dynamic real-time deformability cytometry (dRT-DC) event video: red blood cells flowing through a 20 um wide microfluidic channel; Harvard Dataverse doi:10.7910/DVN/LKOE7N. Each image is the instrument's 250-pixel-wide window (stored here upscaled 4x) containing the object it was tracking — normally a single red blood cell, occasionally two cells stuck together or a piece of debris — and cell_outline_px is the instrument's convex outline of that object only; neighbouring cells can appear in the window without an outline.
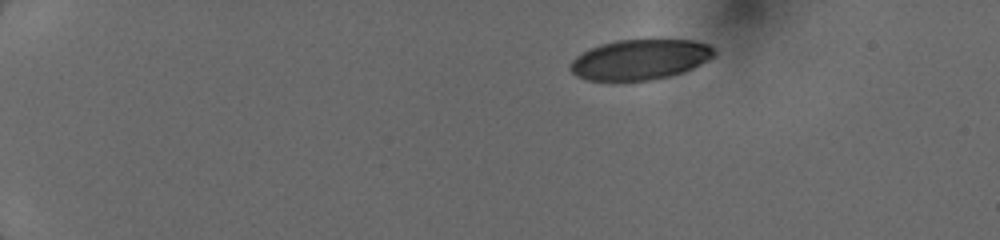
{"species": "human", "species_latin": "Homo sapiens", "temperature_condition": "cold", "stored_images_in_passage": 14, "camera_frame_rate_fps": 3000, "um_per_image_px": 0.085, "donor": {"sex": "female"}, "frame": {"image": 1, "passage_image": 1, "time_ms": 0.0, "image_size_px": [1000, 240], "cell_outline_px": [[716, 52], [712, 56], [692, 68], [668, 76], [652, 80], [588, 80], [576, 76], [568, 68], [572, 60], [576, 56], [600, 44], [616, 40], [692, 40], [708, 44]], "centroid_in_image_um": [54.35, 5.06], "position_along_channel_um": 30.6, "area_um2": 33.29}}
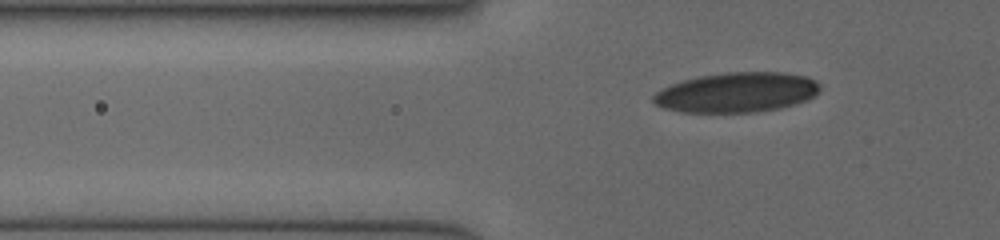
{"frame": {"image": 2, "passage_image": 12, "time_ms": 3.0, "image_size_px": [1000, 240], "cell_outline_px": [[820, 88], [808, 100], [780, 108], [756, 112], [680, 112], [664, 108], [656, 104], [652, 100], [652, 96], [656, 92], [672, 84], [684, 80], [700, 76], [728, 72], [784, 72], [804, 76], [820, 84]], "centroid_in_image_um": [62.61, 7.86], "position_along_channel_um": 63.2, "area_um2": 38.49}}